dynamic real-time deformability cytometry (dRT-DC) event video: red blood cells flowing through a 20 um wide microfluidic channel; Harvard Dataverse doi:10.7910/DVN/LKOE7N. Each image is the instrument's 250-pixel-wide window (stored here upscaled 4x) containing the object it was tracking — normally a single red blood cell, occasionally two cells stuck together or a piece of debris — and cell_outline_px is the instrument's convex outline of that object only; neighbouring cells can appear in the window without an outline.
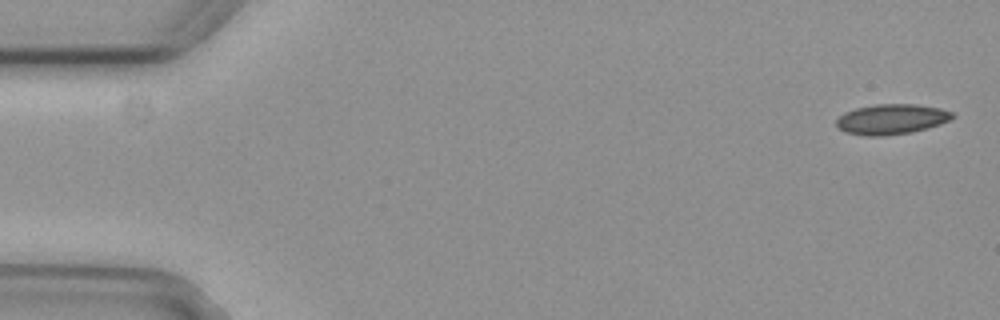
{"species": "common noctule bat (a hibernating species)", "species_latin": "Nyctalus noctula", "temperature_condition": "cold", "stored_images_in_passage": 7, "camera_frame_rate_fps": 3000, "um_per_image_px": 0.085, "animal": {"sex": "female", "body_mass_g": 29.2, "forearm_length_mm": 56.3}, "frame": {"image": 1, "passage_image": 1, "time_ms": 0.0, "image_size_px": [1000, 320], "cell_outline_px": [[956, 116], [940, 124], [928, 128], [912, 132], [884, 136], [868, 136], [844, 132], [836, 124], [836, 120], [844, 112], [856, 108], [876, 104], [916, 104], [940, 108], [952, 112]], "centroid_in_image_um": [75.78, 10.13], "position_along_channel_um": 9.2, "area_um2": 20.46}}
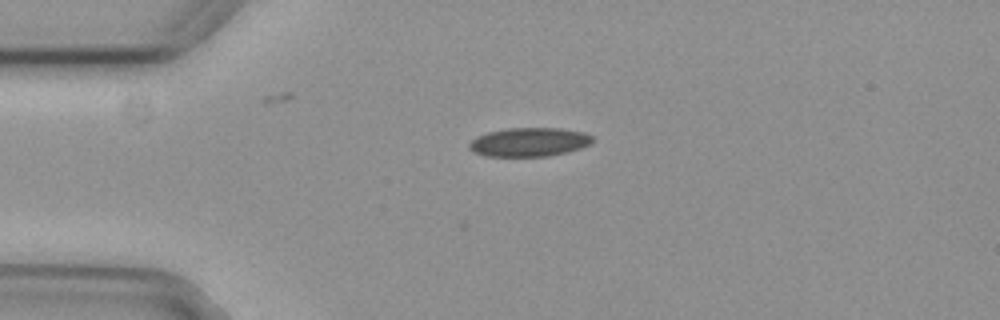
{"frame": {"image": 2, "passage_image": 4, "time_ms": 1.0, "image_size_px": [1000, 320], "cell_outline_px": [[592, 140], [588, 144], [580, 148], [568, 152], [548, 156], [484, 156], [468, 148], [468, 144], [476, 136], [488, 132], [508, 128], [560, 128], [584, 132], [592, 136]], "centroid_in_image_um": [44.96, 12.07], "position_along_channel_um": 40.0, "area_um2": 20.63}}